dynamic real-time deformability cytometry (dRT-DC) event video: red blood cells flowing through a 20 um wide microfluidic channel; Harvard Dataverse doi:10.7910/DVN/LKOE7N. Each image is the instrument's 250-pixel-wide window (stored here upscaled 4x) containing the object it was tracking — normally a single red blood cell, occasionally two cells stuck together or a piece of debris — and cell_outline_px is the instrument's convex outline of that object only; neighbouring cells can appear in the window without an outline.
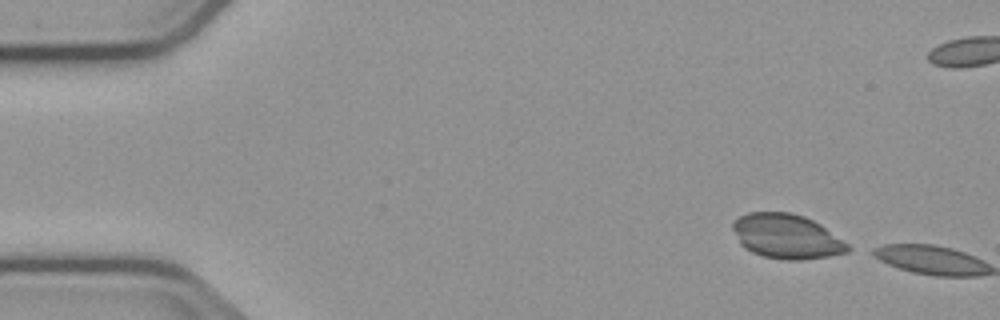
{"species": "common noctule bat (a hibernating species)", "species_latin": "Nyctalus noctula", "temperature_condition": "cold", "stored_images_in_passage": 2, "camera_frame_rate_fps": 3000, "um_per_image_px": 0.085, "animal": {"sex": "male", "body_mass_g": 23.1, "forearm_length_mm": 52.7}, "frame": {"image": 1, "passage_image": 1, "time_ms": 0.0, "image_size_px": [1000, 320], "cell_outline_px": [[856, 248], [848, 252], [828, 256], [800, 260], [784, 260], [764, 256], [752, 252], [744, 248], [740, 244], [732, 228], [732, 220], [748, 212], [792, 212], [804, 216], [820, 224]], "centroid_in_image_um": [66.89, 20.09], "position_along_channel_um": 18.1, "area_um2": 30.17}}